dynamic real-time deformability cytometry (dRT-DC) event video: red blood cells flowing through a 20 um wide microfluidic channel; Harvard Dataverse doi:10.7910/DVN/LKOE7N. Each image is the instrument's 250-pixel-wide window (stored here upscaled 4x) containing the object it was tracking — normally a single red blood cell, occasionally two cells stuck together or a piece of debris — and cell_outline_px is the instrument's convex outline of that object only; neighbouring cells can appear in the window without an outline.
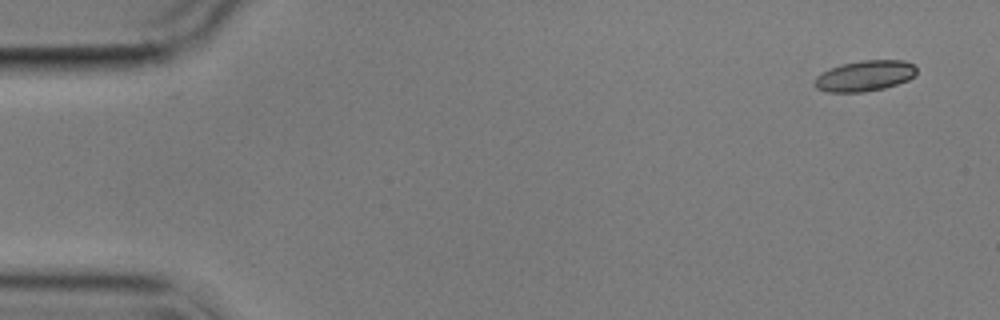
{"species": "common noctule bat (a hibernating species)", "species_latin": "Nyctalus noctula", "temperature_condition": "cold", "stored_images_in_passage": 3, "camera_frame_rate_fps": 3000, "um_per_image_px": 0.085, "animal": {"sex": "male", "body_mass_g": 17.9}, "frame": {"image": 1, "passage_image": 1, "time_ms": 0.0, "image_size_px": [1000, 320], "cell_outline_px": [[916, 76], [908, 80], [884, 88], [864, 92], [828, 92], [816, 88], [812, 84], [816, 76], [840, 64], [860, 60], [904, 60], [912, 64], [916, 68]], "centroid_in_image_um": [73.5, 6.45], "position_along_channel_um": 11.5, "area_um2": 18.32}}